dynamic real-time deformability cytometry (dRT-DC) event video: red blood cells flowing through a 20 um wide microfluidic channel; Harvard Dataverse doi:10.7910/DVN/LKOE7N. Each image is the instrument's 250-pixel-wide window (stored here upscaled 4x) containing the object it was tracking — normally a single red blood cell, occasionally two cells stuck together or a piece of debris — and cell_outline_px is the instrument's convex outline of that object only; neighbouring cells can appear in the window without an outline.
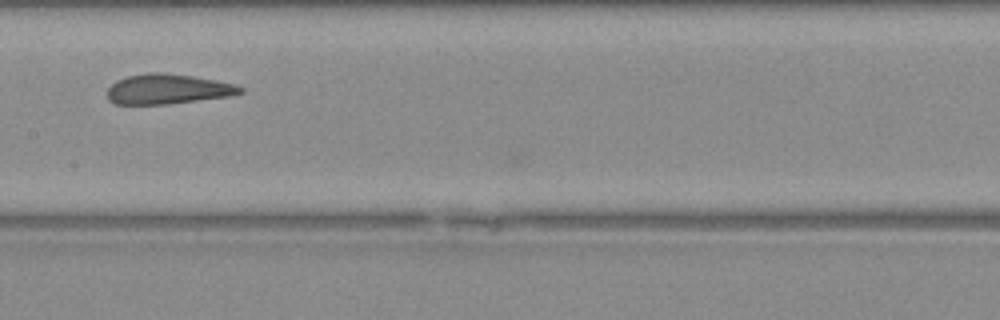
{"species": "Egyptian fruit bat (a non-hibernating species)", "species_latin": "Rousettus aegyptiacus", "temperature_condition": "warm", "stored_images_in_passage": 31, "camera_frame_rate_fps": 3000, "um_per_image_px": 0.085, "animal": {"sex": "female"}, "frame": {"image": 1, "passage_image": 16, "time_ms": 5.0, "image_size_px": [1000, 320], "cell_outline_px": [[244, 92], [232, 96], [168, 104], [116, 104], [108, 100], [108, 88], [116, 80], [128, 76], [148, 72], [164, 72], [192, 76], [216, 80], [236, 84], [244, 88]], "centroid_in_image_um": [14.29, 7.57], "position_along_channel_um": 193.1, "area_um2": 23.41}}
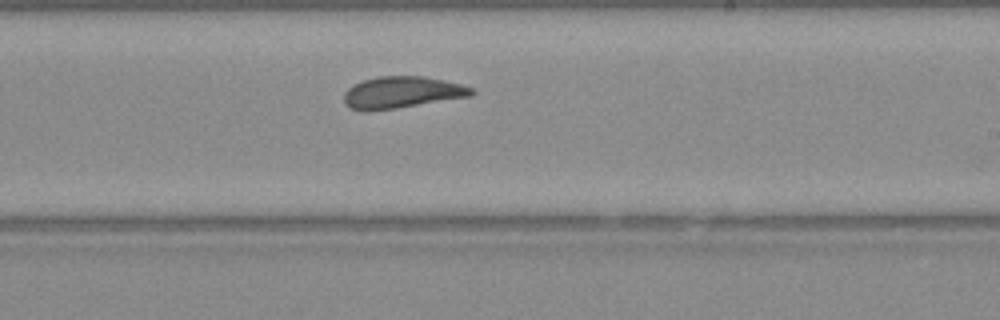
{"frame": {"image": 2, "passage_image": 20, "time_ms": 6.333, "image_size_px": [1000, 320], "cell_outline_px": [[476, 92], [468, 96], [396, 108], [368, 112], [364, 112], [352, 108], [344, 104], [344, 92], [348, 88], [364, 80], [376, 76], [424, 76], [444, 80], [460, 84], [472, 88]], "centroid_in_image_um": [34.11, 7.85], "position_along_channel_um": 254.9, "area_um2": 23.41}}
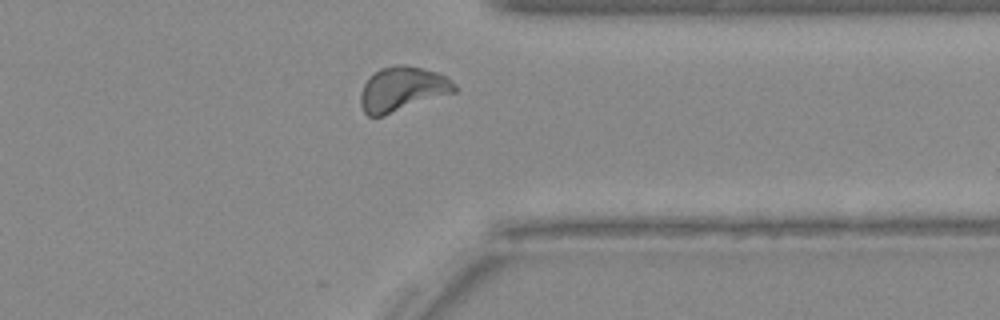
{"frame": {"image": 3, "passage_image": 28, "time_ms": 9.0, "image_size_px": [1000, 320], "cell_outline_px": [[456, 92], [384, 116], [368, 116], [364, 112], [360, 104], [360, 92], [368, 76], [380, 68], [396, 64], [404, 64], [436, 72], [452, 80], [456, 84]], "centroid_in_image_um": [34.17, 7.57], "position_along_channel_um": 377.2, "area_um2": 24.62}}